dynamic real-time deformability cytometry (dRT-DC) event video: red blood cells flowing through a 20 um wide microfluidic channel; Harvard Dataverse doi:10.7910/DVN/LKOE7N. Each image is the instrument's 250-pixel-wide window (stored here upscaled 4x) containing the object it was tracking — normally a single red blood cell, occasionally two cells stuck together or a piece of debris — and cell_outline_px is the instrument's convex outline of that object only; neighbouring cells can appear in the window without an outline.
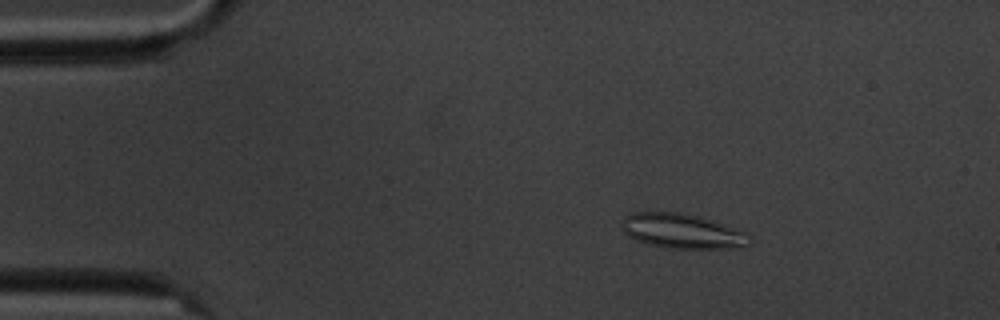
{"species": "common noctule bat (a hibernating species)", "species_latin": "Nyctalus noctula", "temperature_condition": "cold", "stored_images_in_passage": 5, "camera_frame_rate_fps": 3000, "um_per_image_px": 0.085, "animal": {"sex": "male", "body_mass_g": 20.1, "forearm_length_mm": 53.5}, "frame": {"image": 1, "passage_image": 3, "time_ms": 3.0, "image_size_px": [1000, 320], "cell_outline_px": [[752, 240], [748, 244], [740, 248], [668, 248], [648, 244], [636, 240], [628, 236], [624, 232], [620, 224], [624, 216], [632, 212], [680, 212], [700, 216], [744, 232], [752, 236]], "centroid_in_image_um": [57.96, 19.64], "position_along_channel_um": 27.0, "area_um2": 25.95}}